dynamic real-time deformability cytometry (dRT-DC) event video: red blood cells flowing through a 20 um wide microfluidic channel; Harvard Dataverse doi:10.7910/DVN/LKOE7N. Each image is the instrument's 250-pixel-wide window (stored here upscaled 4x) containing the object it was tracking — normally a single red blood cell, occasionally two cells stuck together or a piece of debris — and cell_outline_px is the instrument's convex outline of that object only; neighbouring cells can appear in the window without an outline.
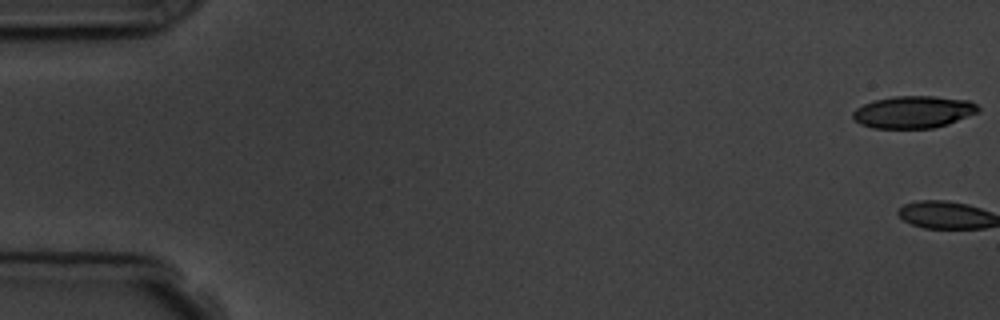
{"species": "common noctule bat (a hibernating species)", "species_latin": "Nyctalus noctula", "temperature_condition": "room temperature", "stored_images_in_passage": 5, "camera_frame_rate_fps": 3000, "um_per_image_px": 0.085, "animal": {"sex": "male", "body_mass_g": 19.5, "forearm_length_mm": 54.6}, "frame": {"image": 1, "passage_image": 1, "time_ms": 0.0, "image_size_px": [1000, 320], "cell_outline_px": [[980, 112], [948, 124], [932, 128], [872, 128], [860, 124], [852, 116], [852, 112], [856, 108], [872, 100], [892, 96], [936, 96], [968, 100], [976, 104], [980, 108]], "centroid_in_image_um": [77.65, 9.51], "position_along_channel_um": 7.4, "area_um2": 23.7}}